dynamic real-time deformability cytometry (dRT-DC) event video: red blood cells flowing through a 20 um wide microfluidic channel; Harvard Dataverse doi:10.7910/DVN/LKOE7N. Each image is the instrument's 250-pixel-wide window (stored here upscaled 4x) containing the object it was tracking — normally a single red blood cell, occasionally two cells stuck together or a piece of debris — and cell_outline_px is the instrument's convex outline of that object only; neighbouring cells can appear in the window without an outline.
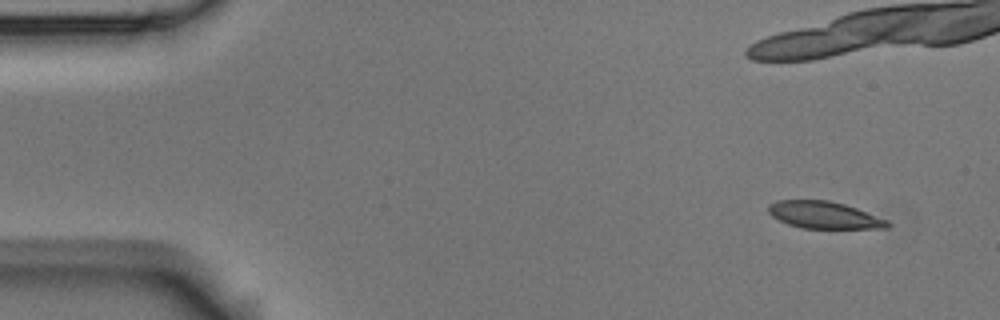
{"species": "Egyptian fruit bat (a non-hibernating species)", "species_latin": "Rousettus aegyptiacus", "temperature_condition": "room temperature", "stored_images_in_passage": 5, "camera_frame_rate_fps": 3000, "um_per_image_px": 0.085, "animal": {"sex": "male"}, "frame": {"image": 1, "passage_image": 1, "time_ms": 0.0, "image_size_px": [1000, 320], "cell_outline_px": [[892, 224], [888, 228], [800, 228], [788, 224], [772, 216], [768, 212], [768, 204], [776, 200], [828, 200], [844, 204], [856, 208], [888, 220]], "centroid_in_image_um": [70.04, 18.27], "position_along_channel_um": 15.0, "area_um2": 18.79}}